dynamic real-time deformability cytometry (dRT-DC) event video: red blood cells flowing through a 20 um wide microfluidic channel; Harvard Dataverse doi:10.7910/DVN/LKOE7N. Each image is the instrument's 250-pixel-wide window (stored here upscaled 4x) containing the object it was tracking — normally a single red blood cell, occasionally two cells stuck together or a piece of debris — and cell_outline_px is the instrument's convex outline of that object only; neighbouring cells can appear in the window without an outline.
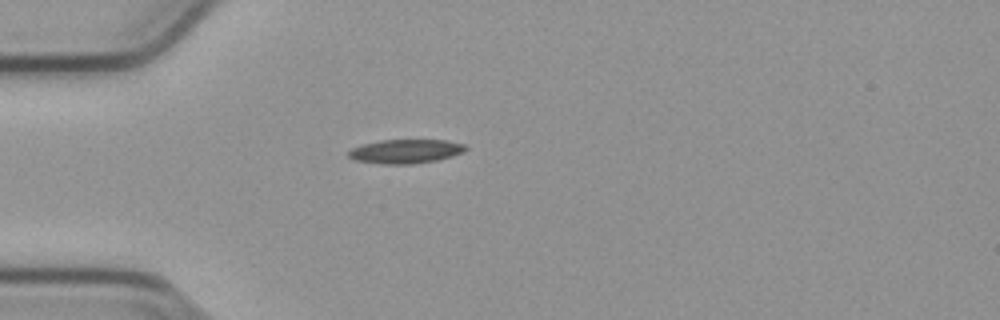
{"species": "common noctule bat (a hibernating species)", "species_latin": "Nyctalus noctula", "temperature_condition": "cold", "stored_images_in_passage": 40, "camera_frame_rate_fps": 3000, "um_per_image_px": 0.085, "animal": {"sex": "male", "body_mass_g": 23.1, "forearm_length_mm": 52.7}, "frame": {"image": 1, "passage_image": 1, "time_ms": 0.0, "image_size_px": [1000, 320], "cell_outline_px": [[468, 148], [452, 156], [436, 160], [412, 164], [384, 164], [356, 160], [348, 156], [348, 152], [352, 148], [364, 144], [380, 140], [444, 140], [464, 144]], "centroid_in_image_um": [34.46, 12.86], "position_along_channel_um": 50.5, "area_um2": 16.13}}
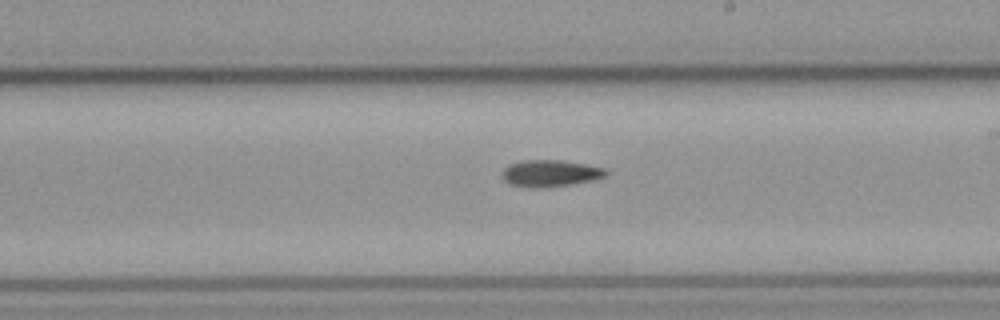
{"frame": {"image": 2, "passage_image": 17, "time_ms": 5.333, "image_size_px": [1000, 320], "cell_outline_px": [[608, 176], [592, 180], [544, 188], [532, 188], [512, 184], [504, 180], [504, 168], [508, 164], [524, 160], [564, 160], [604, 168], [608, 172]], "centroid_in_image_um": [46.79, 14.72], "position_along_channel_um": 242.2, "area_um2": 16.01}}
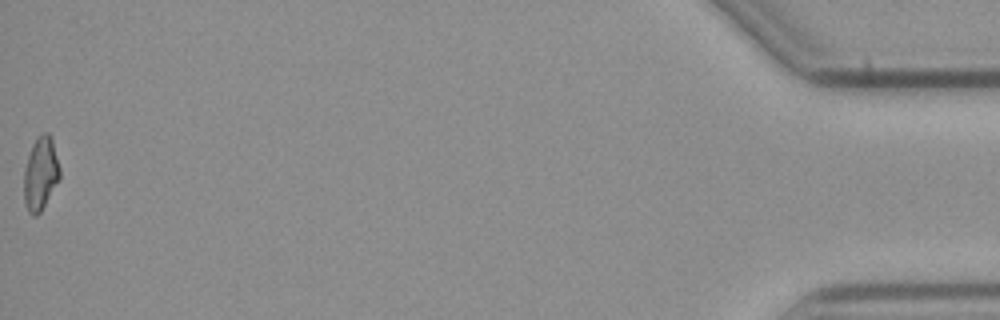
{"frame": {"image": 3, "passage_image": 40, "time_ms": 13.0, "image_size_px": [1000, 320], "cell_outline_px": [[60, 176], [40, 212], [36, 216], [32, 216], [28, 212], [24, 200], [24, 168], [32, 144], [36, 136], [44, 132], [48, 132], [52, 136], [60, 168]], "centroid_in_image_um": [3.44, 14.7], "position_along_channel_um": 431.8, "area_um2": 15.32}}